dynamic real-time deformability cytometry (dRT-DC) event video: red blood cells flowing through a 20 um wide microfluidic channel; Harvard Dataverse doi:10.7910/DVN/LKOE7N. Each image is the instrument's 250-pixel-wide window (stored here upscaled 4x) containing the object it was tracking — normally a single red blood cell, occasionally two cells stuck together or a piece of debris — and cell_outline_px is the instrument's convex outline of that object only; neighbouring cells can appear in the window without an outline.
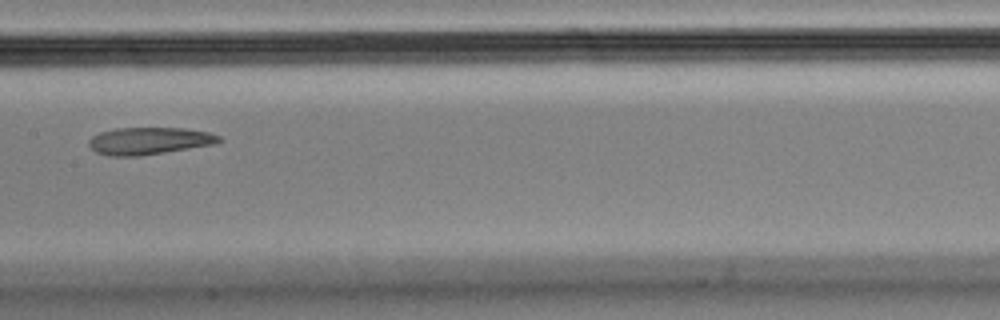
{"species": "Egyptian fruit bat (a non-hibernating species)", "species_latin": "Rousettus aegyptiacus", "temperature_condition": "cold", "stored_images_in_passage": 11, "camera_frame_rate_fps": 3000, "um_per_image_px": 0.085, "animal": {"sex": "male"}, "frame": {"image": 1, "passage_image": 5, "time_ms": 1.333, "image_size_px": [1000, 320], "cell_outline_px": [[224, 140], [216, 144], [140, 156], [108, 156], [96, 152], [88, 144], [88, 140], [92, 136], [100, 132], [116, 128], [184, 128], [208, 132], [220, 136]], "centroid_in_image_um": [12.69, 11.97], "position_along_channel_um": 194.7, "area_um2": 20.75}}
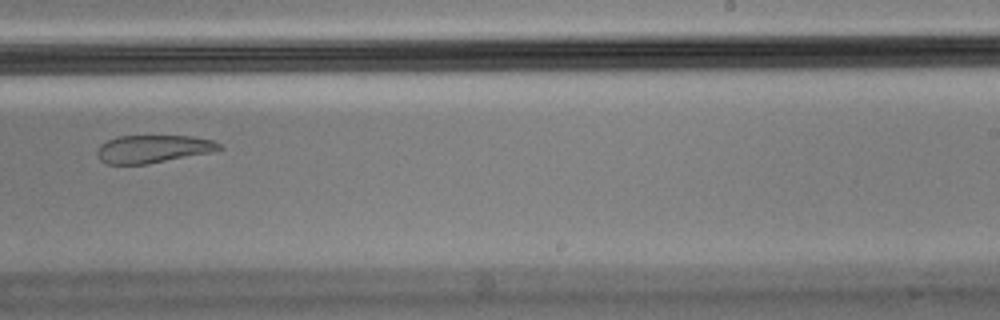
{"frame": {"image": 2, "passage_image": 7, "time_ms": 2.0, "image_size_px": [1000, 320], "cell_outline_px": [[224, 148], [212, 152], [148, 164], [104, 164], [96, 156], [96, 152], [100, 144], [116, 136], [192, 136], [212, 140], [220, 144]], "centroid_in_image_um": [12.98, 12.66], "position_along_channel_um": 276.0, "area_um2": 19.94}}